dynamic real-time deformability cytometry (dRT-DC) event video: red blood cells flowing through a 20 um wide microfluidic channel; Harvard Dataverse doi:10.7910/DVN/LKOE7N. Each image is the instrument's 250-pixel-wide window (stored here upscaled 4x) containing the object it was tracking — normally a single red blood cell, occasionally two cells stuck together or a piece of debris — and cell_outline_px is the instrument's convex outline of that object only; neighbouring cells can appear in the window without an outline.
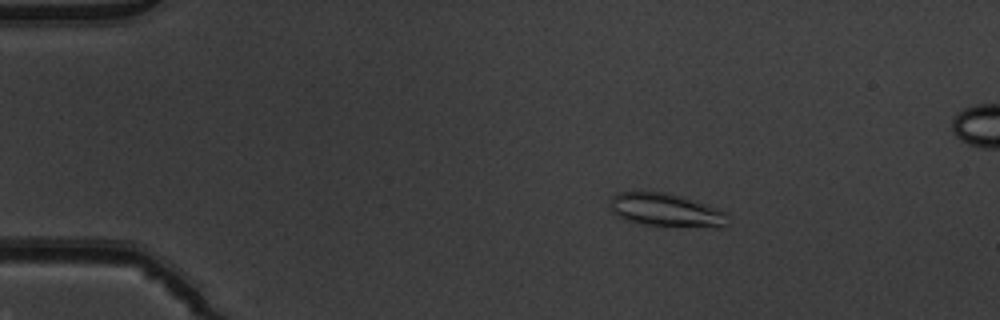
{"species": "common noctule bat (a hibernating species)", "species_latin": "Nyctalus noctula", "temperature_condition": "warm", "stored_images_in_passage": 54, "camera_frame_rate_fps": 3000, "um_per_image_px": 0.085, "animal": {"sex": "male", "body_mass_g": 19.5, "forearm_length_mm": 54.6}, "frame": {"image": 1, "passage_image": 10, "time_ms": 3.0, "image_size_px": [1000, 320], "cell_outline_px": [[728, 224], [724, 228], [716, 228], [640, 224], [624, 220], [616, 216], [612, 212], [608, 204], [612, 196], [616, 192], [668, 192], [708, 204], [728, 212]], "centroid_in_image_um": [56.64, 17.87], "position_along_channel_um": 28.4, "area_um2": 23.47}}
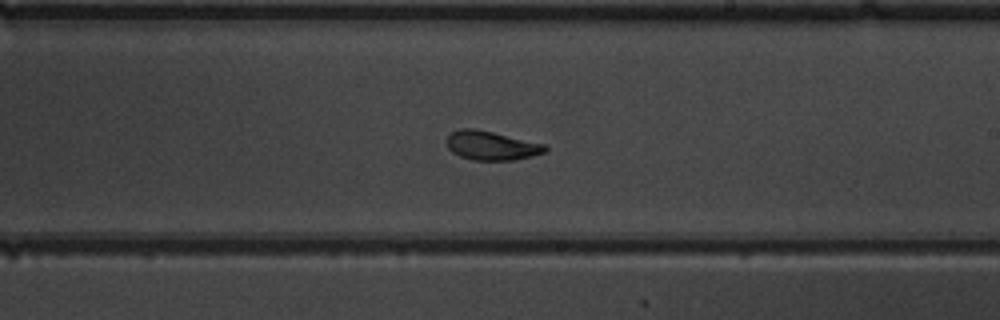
{"frame": {"image": 2, "passage_image": 32, "time_ms": 10.333, "image_size_px": [1000, 320], "cell_outline_px": [[548, 152], [532, 156], [512, 160], [472, 160], [460, 156], [452, 152], [448, 148], [444, 140], [452, 132], [460, 128], [472, 128], [492, 132], [544, 144], [548, 148]], "centroid_in_image_um": [41.74, 12.38], "position_along_channel_um": 247.3, "area_um2": 16.65}}
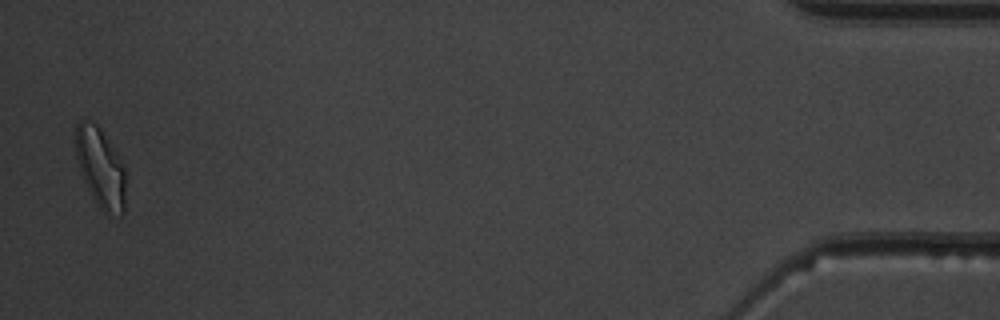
{"frame": {"image": 3, "passage_image": 52, "time_ms": 17.0, "image_size_px": [1000, 320], "cell_outline_px": [[124, 212], [120, 216], [104, 212], [100, 208], [92, 196], [84, 180], [72, 144], [76, 124], [80, 120], [84, 120], [96, 124], [100, 128], [124, 168]], "centroid_in_image_um": [8.48, 14.23], "position_along_channel_um": 426.7, "area_um2": 22.83}, "authors_computed_cell_mechanics": {"area_um2": 18.2937, "velocity_mm_per_s": 3.926, "shape_relaxation_time_tau1_ms": 9.859, "shape_relaxation_time_tau2_ms": 3.3696, "deformation_change_tau1": 0.253, "deformation_change_tau2": 0.0565}}